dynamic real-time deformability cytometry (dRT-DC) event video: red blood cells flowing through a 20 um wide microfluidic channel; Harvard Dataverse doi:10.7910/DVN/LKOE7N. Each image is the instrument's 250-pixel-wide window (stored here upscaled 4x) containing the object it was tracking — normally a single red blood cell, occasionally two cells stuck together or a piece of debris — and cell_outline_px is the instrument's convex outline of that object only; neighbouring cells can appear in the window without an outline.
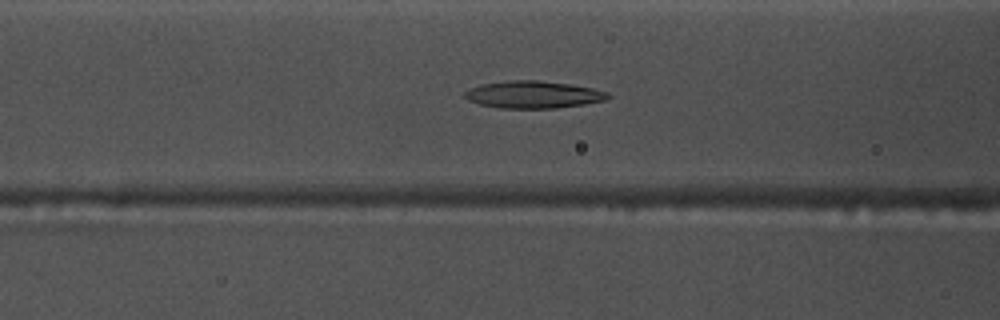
{"species": "common noctule bat (a hibernating species)", "species_latin": "Nyctalus noctula", "temperature_condition": "warm", "stored_images_in_passage": 54, "camera_frame_rate_fps": 3000, "um_per_image_px": 0.085, "animal": {"sex": "male", "body_mass_g": 17.5, "forearm_length_mm": 52.3}, "frame": {"image": 1, "passage_image": 21, "time_ms": 6.667, "image_size_px": [1000, 320], "cell_outline_px": [[612, 96], [604, 100], [584, 104], [556, 108], [500, 108], [480, 104], [468, 100], [460, 96], [468, 88], [480, 84], [512, 80], [536, 80], [568, 84], [592, 88], [608, 92]], "centroid_in_image_um": [45.27, 8.04], "position_along_channel_um": 121.3, "area_um2": 22.77}}
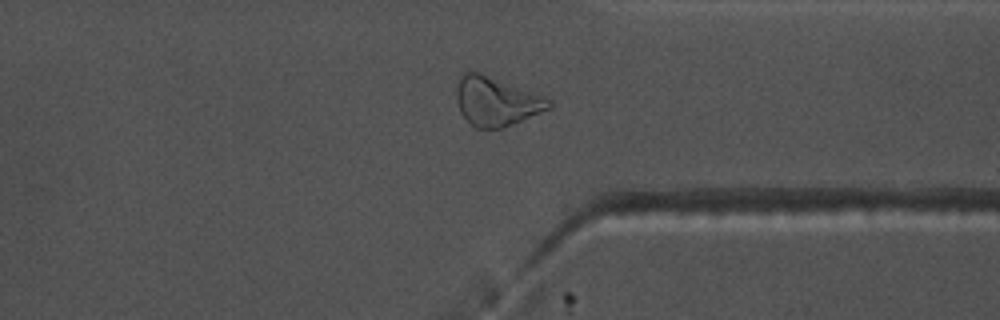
{"frame": {"image": 2, "passage_image": 41, "time_ms": 13.333, "image_size_px": [1000, 320], "cell_outline_px": [[552, 104], [548, 108], [540, 112], [504, 128], [476, 128], [460, 112], [456, 100], [456, 88], [460, 76], [464, 72], [480, 72], [544, 96]], "centroid_in_image_um": [42.14, 8.61], "position_along_channel_um": 369.3, "area_um2": 26.01}}
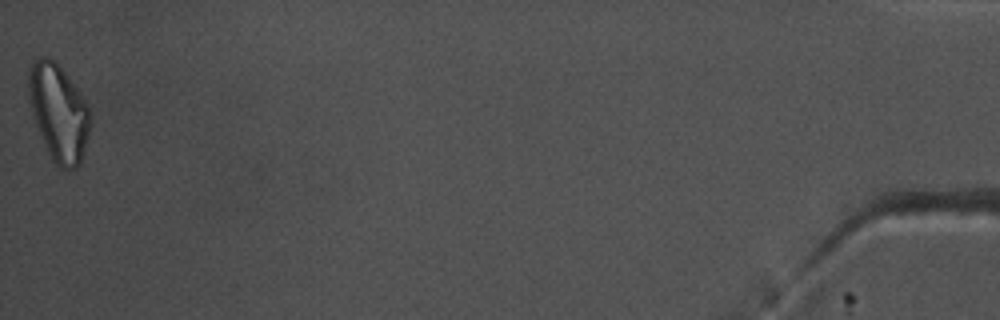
{"frame": {"image": 3, "passage_image": 54, "time_ms": 17.667, "image_size_px": [1000, 320], "cell_outline_px": [[92, 124], [84, 152], [80, 164], [76, 168], [60, 168], [52, 160], [44, 144], [36, 124], [28, 100], [28, 72], [32, 64], [40, 56], [48, 56], [56, 60], [80, 92], [88, 104], [92, 112]], "centroid_in_image_um": [5.01, 9.54], "position_along_channel_um": 430.2, "area_um2": 35.26}}